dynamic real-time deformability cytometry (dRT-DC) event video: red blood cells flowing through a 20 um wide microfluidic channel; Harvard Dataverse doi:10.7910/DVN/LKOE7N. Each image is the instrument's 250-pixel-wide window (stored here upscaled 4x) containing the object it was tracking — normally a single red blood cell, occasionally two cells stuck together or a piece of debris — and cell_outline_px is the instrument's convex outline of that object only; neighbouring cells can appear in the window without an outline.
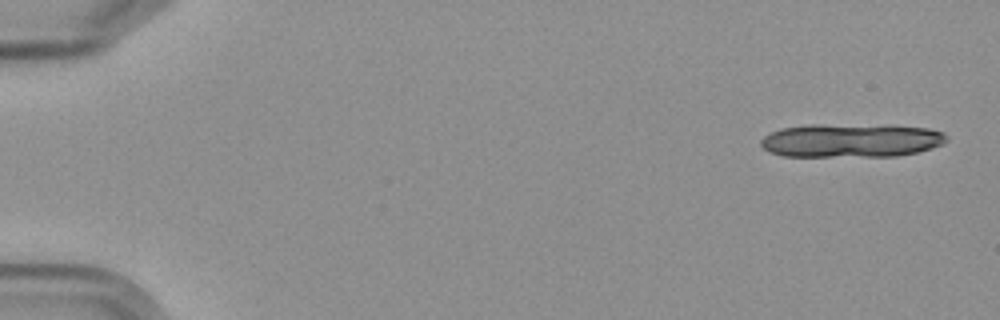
{"species": "Egyptian fruit bat (a non-hibernating species)", "species_latin": "Rousettus aegyptiacus", "temperature_condition": "cold", "stored_images_in_passage": 8, "camera_frame_rate_fps": 3000, "um_per_image_px": 0.085, "frame": {"image": 1, "passage_image": 1, "time_ms": 0.0, "image_size_px": [1000, 320], "cell_outline_px": [[948, 140], [944, 144], [932, 148], [916, 152], [896, 156], [784, 156], [768, 152], [760, 144], [760, 140], [764, 136], [780, 128], [808, 124], [820, 124], [928, 128], [944, 132], [948, 136]], "centroid_in_image_um": [72.31, 11.95], "position_along_channel_um": 12.7, "area_um2": 36.24}}
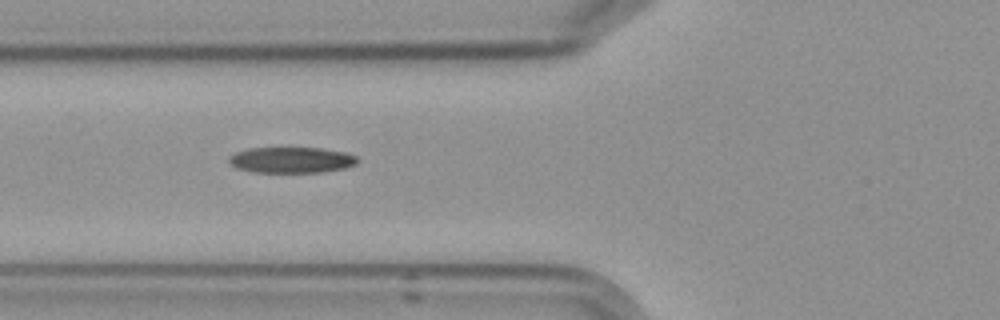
{"frame": {"image": 2, "passage_image": 7, "time_ms": 7.0, "image_size_px": [1000, 320], "cell_outline_px": [[356, 164], [344, 168], [320, 172], [252, 172], [236, 168], [228, 160], [228, 156], [236, 152], [248, 148], [280, 144], [288, 144], [324, 148], [348, 152], [356, 156]], "centroid_in_image_um": [24.73, 13.52], "position_along_channel_um": 101.1, "area_um2": 20.63}}
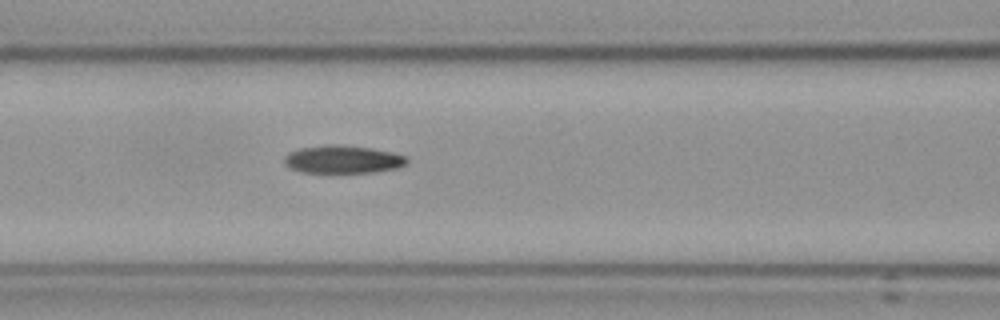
{"frame": {"image": 3, "passage_image": 8, "time_ms": 8.0, "image_size_px": [1000, 320], "cell_outline_px": [[408, 160], [404, 164], [396, 168], [372, 172], [300, 172], [284, 164], [284, 156], [288, 152], [300, 148], [328, 144], [340, 144], [372, 148], [392, 152], [404, 156]], "centroid_in_image_um": [29.09, 13.53], "position_along_channel_um": 137.5, "area_um2": 19.83}}